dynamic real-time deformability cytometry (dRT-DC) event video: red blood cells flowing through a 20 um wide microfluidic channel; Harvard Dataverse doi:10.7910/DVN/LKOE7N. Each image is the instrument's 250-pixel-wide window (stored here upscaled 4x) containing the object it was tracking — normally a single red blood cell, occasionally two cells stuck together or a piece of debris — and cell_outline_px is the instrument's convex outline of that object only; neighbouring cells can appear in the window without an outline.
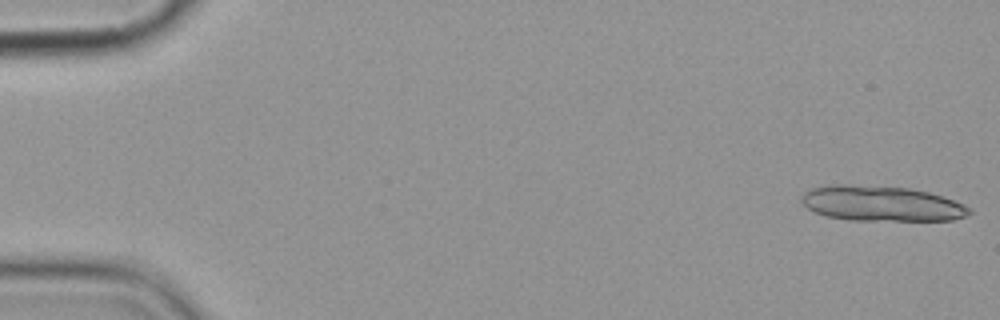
{"species": "common noctule bat (a hibernating species)", "species_latin": "Nyctalus noctula", "temperature_condition": "cold", "stored_images_in_passage": 6, "camera_frame_rate_fps": 3000, "um_per_image_px": 0.085, "animal": {"sex": "female", "body_mass_g": 19.9}, "frame": {"image": 1, "passage_image": 1, "time_ms": 0.0, "image_size_px": [1000, 320], "cell_outline_px": [[972, 212], [968, 216], [952, 220], [848, 220], [828, 216], [816, 212], [808, 208], [800, 200], [800, 196], [804, 192], [812, 188], [828, 184], [844, 184], [908, 188], [928, 192], [964, 204], [972, 208]], "centroid_in_image_um": [74.92, 17.3], "position_along_channel_um": 10.1, "area_um2": 34.45}}